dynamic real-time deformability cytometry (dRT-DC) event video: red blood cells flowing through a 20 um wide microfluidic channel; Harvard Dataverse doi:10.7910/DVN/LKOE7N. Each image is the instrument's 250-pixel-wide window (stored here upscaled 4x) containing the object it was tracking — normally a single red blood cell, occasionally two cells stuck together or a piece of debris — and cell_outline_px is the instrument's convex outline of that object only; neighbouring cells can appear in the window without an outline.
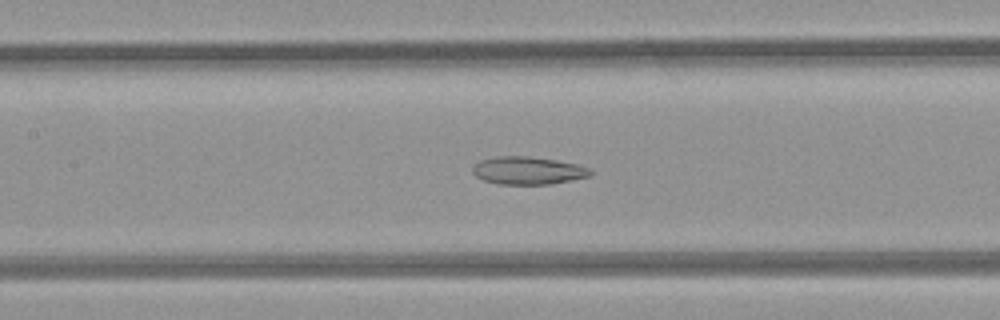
{"species": "common noctule bat (a hibernating species)", "species_latin": "Nyctalus noctula", "temperature_condition": "room temperature", "stored_images_in_passage": 38, "camera_frame_rate_fps": 3000, "um_per_image_px": 0.085, "animal": {"sex": "female", "body_mass_g": 21.9}, "frame": {"image": 1, "passage_image": 10, "time_ms": 3.0, "image_size_px": [1000, 320], "cell_outline_px": [[592, 176], [552, 184], [496, 184], [484, 180], [476, 176], [472, 172], [472, 168], [480, 160], [496, 156], [528, 156], [556, 160], [576, 164], [592, 168]], "centroid_in_image_um": [44.9, 14.5], "position_along_channel_um": 162.5, "area_um2": 19.19}}
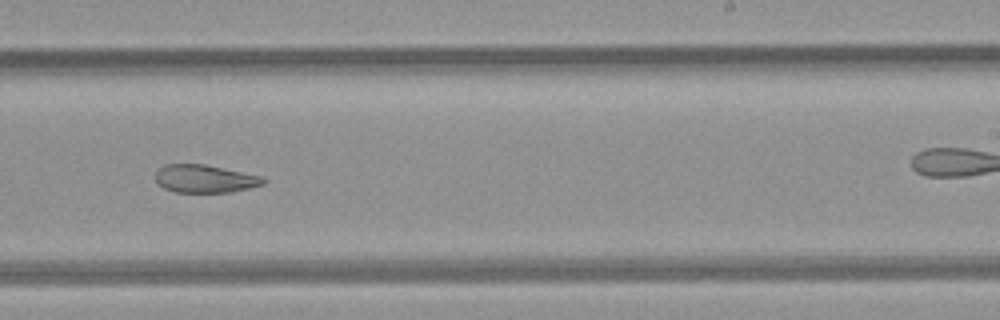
{"frame": {"image": 2, "passage_image": 18, "time_ms": 5.667, "image_size_px": [1000, 320], "cell_outline_px": [[268, 180], [264, 184], [232, 192], [172, 192], [164, 188], [156, 180], [156, 172], [164, 164], [204, 164], [264, 176]], "centroid_in_image_um": [17.46, 15.19], "position_along_channel_um": 271.5, "area_um2": 17.63}}
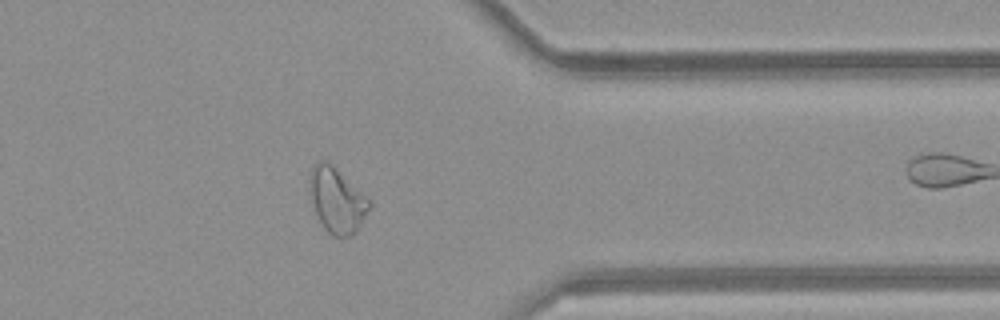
{"frame": {"image": 3, "passage_image": 27, "time_ms": 8.667, "image_size_px": [1000, 320], "cell_outline_px": [[372, 204], [356, 232], [352, 236], [340, 240], [332, 236], [324, 228], [312, 204], [308, 192], [308, 176], [312, 168], [320, 160], [328, 160], [372, 200]], "centroid_in_image_um": [28.64, 17.02], "position_along_channel_um": 382.8, "area_um2": 23.29}}